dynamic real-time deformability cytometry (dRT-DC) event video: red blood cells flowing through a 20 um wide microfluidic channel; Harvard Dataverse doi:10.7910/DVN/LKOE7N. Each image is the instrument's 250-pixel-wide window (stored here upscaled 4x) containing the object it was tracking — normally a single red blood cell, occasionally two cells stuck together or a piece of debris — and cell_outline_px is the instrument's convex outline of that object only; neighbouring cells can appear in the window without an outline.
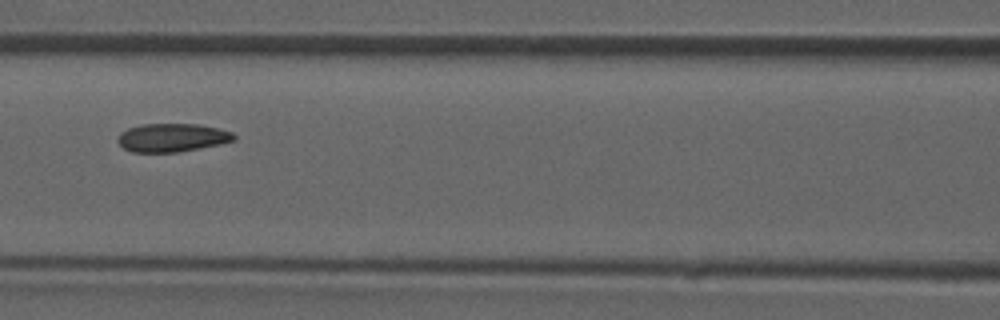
{"species": "common noctule bat (a hibernating species)", "species_latin": "Nyctalus noctula", "temperature_condition": "room temperature", "stored_images_in_passage": 48, "camera_frame_rate_fps": 3000, "um_per_image_px": 0.085, "animal": {"sex": "male", "forearm_length_mm": 52.5}, "frame": {"image": 1, "passage_image": 21, "time_ms": 6.667, "image_size_px": [1000, 320], "cell_outline_px": [[236, 140], [220, 144], [176, 152], [132, 152], [124, 148], [116, 140], [120, 132], [128, 128], [140, 124], [200, 124], [232, 132], [236, 136]], "centroid_in_image_um": [14.61, 11.69], "position_along_channel_um": 152.0, "area_um2": 19.19}}